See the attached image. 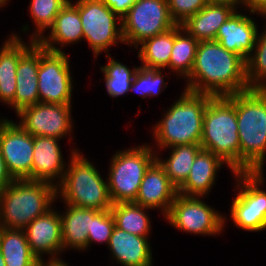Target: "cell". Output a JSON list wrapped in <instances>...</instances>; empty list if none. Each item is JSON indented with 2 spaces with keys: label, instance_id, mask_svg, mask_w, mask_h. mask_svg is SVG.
<instances>
[{
  "label": "cell",
  "instance_id": "6da1fadb",
  "mask_svg": "<svg viewBox=\"0 0 266 266\" xmlns=\"http://www.w3.org/2000/svg\"><path fill=\"white\" fill-rule=\"evenodd\" d=\"M185 90L213 97L229 96L250 90L246 61L223 48L218 41H199Z\"/></svg>",
  "mask_w": 266,
  "mask_h": 266
},
{
  "label": "cell",
  "instance_id": "7a4b0ae2",
  "mask_svg": "<svg viewBox=\"0 0 266 266\" xmlns=\"http://www.w3.org/2000/svg\"><path fill=\"white\" fill-rule=\"evenodd\" d=\"M236 108L240 173L264 172L266 159V90L226 96Z\"/></svg>",
  "mask_w": 266,
  "mask_h": 266
},
{
  "label": "cell",
  "instance_id": "3957f363",
  "mask_svg": "<svg viewBox=\"0 0 266 266\" xmlns=\"http://www.w3.org/2000/svg\"><path fill=\"white\" fill-rule=\"evenodd\" d=\"M213 96L185 90L153 125L151 134L157 150L172 146L200 144L204 111Z\"/></svg>",
  "mask_w": 266,
  "mask_h": 266
},
{
  "label": "cell",
  "instance_id": "277c9868",
  "mask_svg": "<svg viewBox=\"0 0 266 266\" xmlns=\"http://www.w3.org/2000/svg\"><path fill=\"white\" fill-rule=\"evenodd\" d=\"M64 177L56 187V196L64 204L86 209L107 210L112 207L107 179L77 148L71 149ZM63 199V200H62Z\"/></svg>",
  "mask_w": 266,
  "mask_h": 266
},
{
  "label": "cell",
  "instance_id": "5b68a950",
  "mask_svg": "<svg viewBox=\"0 0 266 266\" xmlns=\"http://www.w3.org/2000/svg\"><path fill=\"white\" fill-rule=\"evenodd\" d=\"M56 187L44 181L14 179L0 192V227L23 230L52 208Z\"/></svg>",
  "mask_w": 266,
  "mask_h": 266
},
{
  "label": "cell",
  "instance_id": "8992f818",
  "mask_svg": "<svg viewBox=\"0 0 266 266\" xmlns=\"http://www.w3.org/2000/svg\"><path fill=\"white\" fill-rule=\"evenodd\" d=\"M202 149L219 157L232 175L240 173V140L235 105L226 97H212L204 111Z\"/></svg>",
  "mask_w": 266,
  "mask_h": 266
},
{
  "label": "cell",
  "instance_id": "52a82bcc",
  "mask_svg": "<svg viewBox=\"0 0 266 266\" xmlns=\"http://www.w3.org/2000/svg\"><path fill=\"white\" fill-rule=\"evenodd\" d=\"M150 144L117 150L110 159L107 184L113 204L134 202L146 170L156 160V151Z\"/></svg>",
  "mask_w": 266,
  "mask_h": 266
},
{
  "label": "cell",
  "instance_id": "ba28073f",
  "mask_svg": "<svg viewBox=\"0 0 266 266\" xmlns=\"http://www.w3.org/2000/svg\"><path fill=\"white\" fill-rule=\"evenodd\" d=\"M263 172L235 173L230 218L233 224L244 231L266 230V191ZM262 186V187H261ZM238 191V193H237Z\"/></svg>",
  "mask_w": 266,
  "mask_h": 266
},
{
  "label": "cell",
  "instance_id": "9c48e42d",
  "mask_svg": "<svg viewBox=\"0 0 266 266\" xmlns=\"http://www.w3.org/2000/svg\"><path fill=\"white\" fill-rule=\"evenodd\" d=\"M69 1L79 10L83 40L87 41L95 59L102 52L110 55V48L119 42L124 44L122 19L103 0Z\"/></svg>",
  "mask_w": 266,
  "mask_h": 266
},
{
  "label": "cell",
  "instance_id": "30bf717a",
  "mask_svg": "<svg viewBox=\"0 0 266 266\" xmlns=\"http://www.w3.org/2000/svg\"><path fill=\"white\" fill-rule=\"evenodd\" d=\"M205 197L177 194L168 215L167 223L179 231L195 235L216 236L223 233L226 219L224 214L210 207ZM203 199V200H201Z\"/></svg>",
  "mask_w": 266,
  "mask_h": 266
},
{
  "label": "cell",
  "instance_id": "8fae6325",
  "mask_svg": "<svg viewBox=\"0 0 266 266\" xmlns=\"http://www.w3.org/2000/svg\"><path fill=\"white\" fill-rule=\"evenodd\" d=\"M176 25L169 14L167 0H136L122 18L124 44L135 48L143 40Z\"/></svg>",
  "mask_w": 266,
  "mask_h": 266
},
{
  "label": "cell",
  "instance_id": "7c38bea8",
  "mask_svg": "<svg viewBox=\"0 0 266 266\" xmlns=\"http://www.w3.org/2000/svg\"><path fill=\"white\" fill-rule=\"evenodd\" d=\"M69 56L65 52L46 50L39 57V102L47 104H72V79Z\"/></svg>",
  "mask_w": 266,
  "mask_h": 266
},
{
  "label": "cell",
  "instance_id": "4fadbf2b",
  "mask_svg": "<svg viewBox=\"0 0 266 266\" xmlns=\"http://www.w3.org/2000/svg\"><path fill=\"white\" fill-rule=\"evenodd\" d=\"M72 104H47L38 102L20 110L18 124L34 136L63 139L73 132Z\"/></svg>",
  "mask_w": 266,
  "mask_h": 266
},
{
  "label": "cell",
  "instance_id": "5bb4252c",
  "mask_svg": "<svg viewBox=\"0 0 266 266\" xmlns=\"http://www.w3.org/2000/svg\"><path fill=\"white\" fill-rule=\"evenodd\" d=\"M0 151L13 179L31 180L33 136L7 118H0Z\"/></svg>",
  "mask_w": 266,
  "mask_h": 266
},
{
  "label": "cell",
  "instance_id": "9a60e30c",
  "mask_svg": "<svg viewBox=\"0 0 266 266\" xmlns=\"http://www.w3.org/2000/svg\"><path fill=\"white\" fill-rule=\"evenodd\" d=\"M249 15L236 10L229 19H227L220 27L216 35L215 41L228 51L240 55L245 61L253 52L259 28L256 22L251 18L259 13L250 12Z\"/></svg>",
  "mask_w": 266,
  "mask_h": 266
},
{
  "label": "cell",
  "instance_id": "2e32d148",
  "mask_svg": "<svg viewBox=\"0 0 266 266\" xmlns=\"http://www.w3.org/2000/svg\"><path fill=\"white\" fill-rule=\"evenodd\" d=\"M23 230L30 250L37 258L47 254L50 257H56L63 253L61 218L57 209H49Z\"/></svg>",
  "mask_w": 266,
  "mask_h": 266
},
{
  "label": "cell",
  "instance_id": "e0dca14e",
  "mask_svg": "<svg viewBox=\"0 0 266 266\" xmlns=\"http://www.w3.org/2000/svg\"><path fill=\"white\" fill-rule=\"evenodd\" d=\"M59 141H61L59 138L33 137L31 180L44 181L55 187L61 183L67 164Z\"/></svg>",
  "mask_w": 266,
  "mask_h": 266
},
{
  "label": "cell",
  "instance_id": "ac0fdd59",
  "mask_svg": "<svg viewBox=\"0 0 266 266\" xmlns=\"http://www.w3.org/2000/svg\"><path fill=\"white\" fill-rule=\"evenodd\" d=\"M178 194V188L170 181L164 168L155 160L146 170L136 200V204L161 210L164 218Z\"/></svg>",
  "mask_w": 266,
  "mask_h": 266
},
{
  "label": "cell",
  "instance_id": "d6986e66",
  "mask_svg": "<svg viewBox=\"0 0 266 266\" xmlns=\"http://www.w3.org/2000/svg\"><path fill=\"white\" fill-rule=\"evenodd\" d=\"M46 49L35 41L20 57L16 70V92L14 97V112L16 114L39 102L38 69L39 57Z\"/></svg>",
  "mask_w": 266,
  "mask_h": 266
},
{
  "label": "cell",
  "instance_id": "ffe728a7",
  "mask_svg": "<svg viewBox=\"0 0 266 266\" xmlns=\"http://www.w3.org/2000/svg\"><path fill=\"white\" fill-rule=\"evenodd\" d=\"M111 261L121 266H153L149 237L131 234L115 226L107 246Z\"/></svg>",
  "mask_w": 266,
  "mask_h": 266
},
{
  "label": "cell",
  "instance_id": "44dd1931",
  "mask_svg": "<svg viewBox=\"0 0 266 266\" xmlns=\"http://www.w3.org/2000/svg\"><path fill=\"white\" fill-rule=\"evenodd\" d=\"M48 30H50L48 36L42 35L37 40L48 51L62 53L64 46L79 43L83 40V27L79 10L68 1Z\"/></svg>",
  "mask_w": 266,
  "mask_h": 266
},
{
  "label": "cell",
  "instance_id": "7402d4cb",
  "mask_svg": "<svg viewBox=\"0 0 266 266\" xmlns=\"http://www.w3.org/2000/svg\"><path fill=\"white\" fill-rule=\"evenodd\" d=\"M16 34V32L11 33L0 47V102L11 108L14 106L16 70L19 59L35 42V40L30 39L26 43L22 37L20 38Z\"/></svg>",
  "mask_w": 266,
  "mask_h": 266
},
{
  "label": "cell",
  "instance_id": "603a6c76",
  "mask_svg": "<svg viewBox=\"0 0 266 266\" xmlns=\"http://www.w3.org/2000/svg\"><path fill=\"white\" fill-rule=\"evenodd\" d=\"M225 164L212 152L201 149L194 160L186 181L178 188L184 196L208 197L216 183L218 170Z\"/></svg>",
  "mask_w": 266,
  "mask_h": 266
},
{
  "label": "cell",
  "instance_id": "cb8c5ba5",
  "mask_svg": "<svg viewBox=\"0 0 266 266\" xmlns=\"http://www.w3.org/2000/svg\"><path fill=\"white\" fill-rule=\"evenodd\" d=\"M235 11L229 5L208 3L181 26L198 41L215 40L219 27Z\"/></svg>",
  "mask_w": 266,
  "mask_h": 266
},
{
  "label": "cell",
  "instance_id": "d4e9b609",
  "mask_svg": "<svg viewBox=\"0 0 266 266\" xmlns=\"http://www.w3.org/2000/svg\"><path fill=\"white\" fill-rule=\"evenodd\" d=\"M65 205V210L59 212L61 218V232L63 253L69 250L87 249L88 232L91 226V209L72 205Z\"/></svg>",
  "mask_w": 266,
  "mask_h": 266
},
{
  "label": "cell",
  "instance_id": "484cf974",
  "mask_svg": "<svg viewBox=\"0 0 266 266\" xmlns=\"http://www.w3.org/2000/svg\"><path fill=\"white\" fill-rule=\"evenodd\" d=\"M167 149H170L169 156L163 159L156 154V160L164 168L170 181L179 188L188 178L197 153L202 148L200 144H187Z\"/></svg>",
  "mask_w": 266,
  "mask_h": 266
},
{
  "label": "cell",
  "instance_id": "4316f807",
  "mask_svg": "<svg viewBox=\"0 0 266 266\" xmlns=\"http://www.w3.org/2000/svg\"><path fill=\"white\" fill-rule=\"evenodd\" d=\"M0 253L6 266H36L37 257L31 252L24 230L0 227Z\"/></svg>",
  "mask_w": 266,
  "mask_h": 266
},
{
  "label": "cell",
  "instance_id": "83f0119b",
  "mask_svg": "<svg viewBox=\"0 0 266 266\" xmlns=\"http://www.w3.org/2000/svg\"><path fill=\"white\" fill-rule=\"evenodd\" d=\"M174 44V27L165 33L143 40L135 47L142 66L155 69L169 70ZM140 46V47H139Z\"/></svg>",
  "mask_w": 266,
  "mask_h": 266
},
{
  "label": "cell",
  "instance_id": "f1b7e54d",
  "mask_svg": "<svg viewBox=\"0 0 266 266\" xmlns=\"http://www.w3.org/2000/svg\"><path fill=\"white\" fill-rule=\"evenodd\" d=\"M148 210H152L135 202H119L112 204L110 211L115 220V226L128 233L148 237L151 234V221Z\"/></svg>",
  "mask_w": 266,
  "mask_h": 266
},
{
  "label": "cell",
  "instance_id": "f546056e",
  "mask_svg": "<svg viewBox=\"0 0 266 266\" xmlns=\"http://www.w3.org/2000/svg\"><path fill=\"white\" fill-rule=\"evenodd\" d=\"M199 41L191 36L181 25L174 27V44L169 70L178 77L187 79L190 76Z\"/></svg>",
  "mask_w": 266,
  "mask_h": 266
},
{
  "label": "cell",
  "instance_id": "4dcf8cb0",
  "mask_svg": "<svg viewBox=\"0 0 266 266\" xmlns=\"http://www.w3.org/2000/svg\"><path fill=\"white\" fill-rule=\"evenodd\" d=\"M108 63L100 67L101 73L104 74V81L107 94L112 98H118L130 92L134 79V74L138 67L130 69L120 61L113 59V56L105 55Z\"/></svg>",
  "mask_w": 266,
  "mask_h": 266
},
{
  "label": "cell",
  "instance_id": "1f68e13d",
  "mask_svg": "<svg viewBox=\"0 0 266 266\" xmlns=\"http://www.w3.org/2000/svg\"><path fill=\"white\" fill-rule=\"evenodd\" d=\"M69 0H31L29 4L30 19L35 30L30 34V39L37 41L44 32L53 24L60 10Z\"/></svg>",
  "mask_w": 266,
  "mask_h": 266
},
{
  "label": "cell",
  "instance_id": "d6a6232c",
  "mask_svg": "<svg viewBox=\"0 0 266 266\" xmlns=\"http://www.w3.org/2000/svg\"><path fill=\"white\" fill-rule=\"evenodd\" d=\"M262 30L264 32L258 33L254 50L246 61L250 90H266V25Z\"/></svg>",
  "mask_w": 266,
  "mask_h": 266
},
{
  "label": "cell",
  "instance_id": "836d02e7",
  "mask_svg": "<svg viewBox=\"0 0 266 266\" xmlns=\"http://www.w3.org/2000/svg\"><path fill=\"white\" fill-rule=\"evenodd\" d=\"M165 77L168 78L163 75L162 69L140 65L134 74L130 91L138 93L141 99L157 97L167 88L168 81L164 80Z\"/></svg>",
  "mask_w": 266,
  "mask_h": 266
},
{
  "label": "cell",
  "instance_id": "e575fe53",
  "mask_svg": "<svg viewBox=\"0 0 266 266\" xmlns=\"http://www.w3.org/2000/svg\"><path fill=\"white\" fill-rule=\"evenodd\" d=\"M115 228V220L110 209L99 211L91 209V226L88 232L87 249L92 243L109 244Z\"/></svg>",
  "mask_w": 266,
  "mask_h": 266
},
{
  "label": "cell",
  "instance_id": "d590c367",
  "mask_svg": "<svg viewBox=\"0 0 266 266\" xmlns=\"http://www.w3.org/2000/svg\"><path fill=\"white\" fill-rule=\"evenodd\" d=\"M167 3L172 20L181 25L207 5L208 0H167Z\"/></svg>",
  "mask_w": 266,
  "mask_h": 266
},
{
  "label": "cell",
  "instance_id": "8d00e7d4",
  "mask_svg": "<svg viewBox=\"0 0 266 266\" xmlns=\"http://www.w3.org/2000/svg\"><path fill=\"white\" fill-rule=\"evenodd\" d=\"M105 5L121 19L128 13V10L136 0H103Z\"/></svg>",
  "mask_w": 266,
  "mask_h": 266
},
{
  "label": "cell",
  "instance_id": "74e56055",
  "mask_svg": "<svg viewBox=\"0 0 266 266\" xmlns=\"http://www.w3.org/2000/svg\"><path fill=\"white\" fill-rule=\"evenodd\" d=\"M243 8L248 12L259 13L262 18H266V0H243Z\"/></svg>",
  "mask_w": 266,
  "mask_h": 266
},
{
  "label": "cell",
  "instance_id": "f35d334b",
  "mask_svg": "<svg viewBox=\"0 0 266 266\" xmlns=\"http://www.w3.org/2000/svg\"><path fill=\"white\" fill-rule=\"evenodd\" d=\"M13 181L14 179L8 173L0 151V192L3 191Z\"/></svg>",
  "mask_w": 266,
  "mask_h": 266
},
{
  "label": "cell",
  "instance_id": "ab89813d",
  "mask_svg": "<svg viewBox=\"0 0 266 266\" xmlns=\"http://www.w3.org/2000/svg\"><path fill=\"white\" fill-rule=\"evenodd\" d=\"M36 266H70V265H68V263L62 260V258H60L59 256H56L48 258L47 262L43 260V257L38 258Z\"/></svg>",
  "mask_w": 266,
  "mask_h": 266
},
{
  "label": "cell",
  "instance_id": "60d3db41",
  "mask_svg": "<svg viewBox=\"0 0 266 266\" xmlns=\"http://www.w3.org/2000/svg\"><path fill=\"white\" fill-rule=\"evenodd\" d=\"M208 3L229 5L235 10H238L241 7V5L243 8V0H208Z\"/></svg>",
  "mask_w": 266,
  "mask_h": 266
},
{
  "label": "cell",
  "instance_id": "b9f144b4",
  "mask_svg": "<svg viewBox=\"0 0 266 266\" xmlns=\"http://www.w3.org/2000/svg\"><path fill=\"white\" fill-rule=\"evenodd\" d=\"M10 0H0V8L6 6Z\"/></svg>",
  "mask_w": 266,
  "mask_h": 266
},
{
  "label": "cell",
  "instance_id": "7bdbcfd3",
  "mask_svg": "<svg viewBox=\"0 0 266 266\" xmlns=\"http://www.w3.org/2000/svg\"><path fill=\"white\" fill-rule=\"evenodd\" d=\"M0 266H6L4 258L1 253H0Z\"/></svg>",
  "mask_w": 266,
  "mask_h": 266
}]
</instances>
